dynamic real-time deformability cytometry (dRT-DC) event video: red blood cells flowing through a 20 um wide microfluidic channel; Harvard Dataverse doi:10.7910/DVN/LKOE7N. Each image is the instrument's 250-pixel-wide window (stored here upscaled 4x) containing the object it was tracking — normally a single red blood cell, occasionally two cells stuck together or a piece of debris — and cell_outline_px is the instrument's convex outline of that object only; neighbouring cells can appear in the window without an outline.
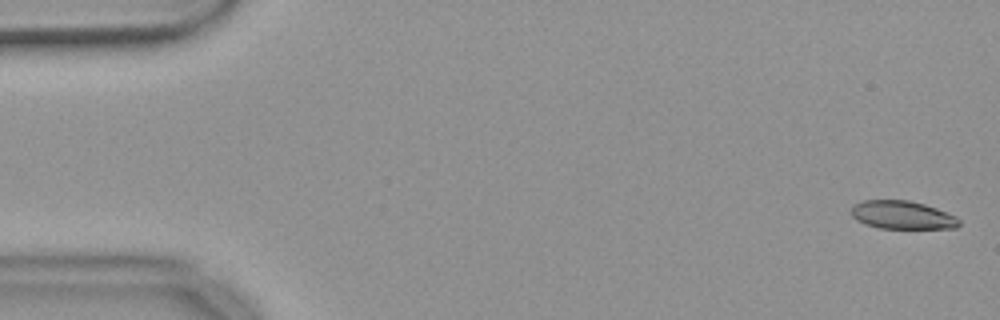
{"species": "common noctule bat (a hibernating species)", "species_latin": "Nyctalus noctula", "temperature_condition": "warm", "stored_images_in_passage": 55, "camera_frame_rate_fps": 3000, "um_per_image_px": 0.085, "animal": {"sex": "female", "body_mass_g": 18.4}, "frame": {"image": 1, "passage_image": 2, "time_ms": 0.333, "image_size_px": [1000, 320], "cell_outline_px": [[960, 224], [956, 228], [880, 228], [864, 224], [856, 220], [852, 216], [852, 204], [864, 200], [908, 200], [924, 204], [936, 208], [956, 216], [960, 220]], "centroid_in_image_um": [76.68, 18.27], "position_along_channel_um": 8.3, "area_um2": 17.74}}
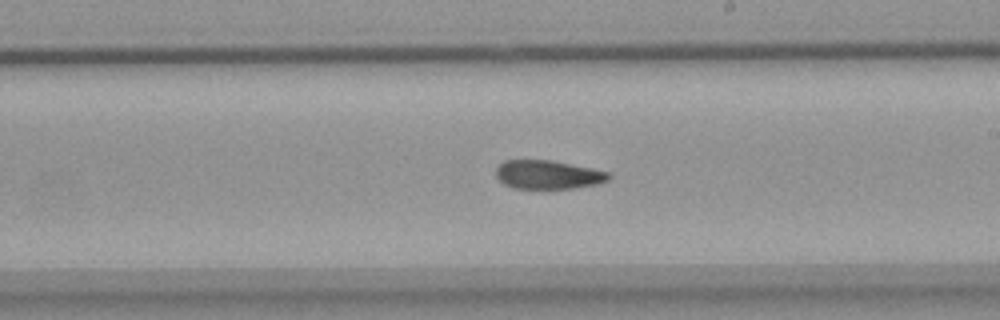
{"frame": {"image": 2, "passage_image": 32, "time_ms": 10.333, "image_size_px": [1000, 320], "cell_outline_px": [[612, 176], [608, 180], [596, 184], [572, 188], [512, 188], [504, 184], [496, 176], [496, 168], [504, 160], [552, 160], [592, 168], [608, 172]], "centroid_in_image_um": [46.57, 14.84], "position_along_channel_um": 242.4, "area_um2": 18.79}}
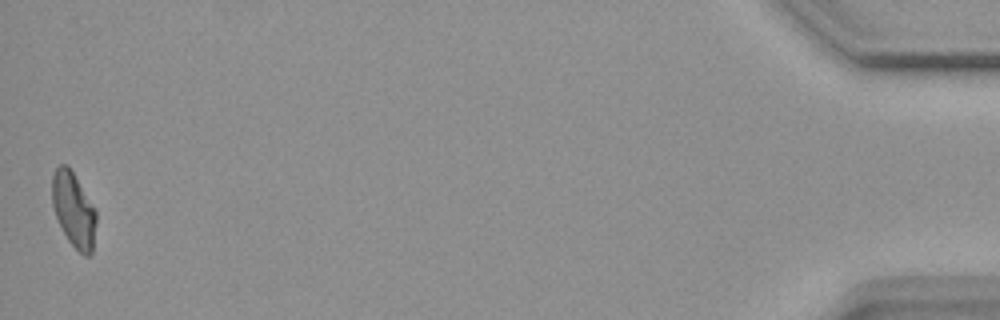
{"frame": {"image": 3, "passage_image": 55, "time_ms": 18.0, "image_size_px": [1000, 320], "cell_outline_px": [[96, 220], [92, 252], [88, 256], [84, 256], [68, 240], [56, 216], [52, 204], [52, 176], [56, 168], [60, 164], [68, 164], [96, 212]], "centroid_in_image_um": [6.24, 17.81], "position_along_channel_um": 429.0, "area_um2": 18.79}, "authors_computed_cell_mechanics": {"area_um2": 19.7098, "velocity_mm_per_s": 3.6821, "shape_relaxation_time_tau1_ms": null, "shape_relaxation_time_tau2_ms": 3.2473, "deformation_change_tau1": null, "deformation_change_tau2": 0.1026}}